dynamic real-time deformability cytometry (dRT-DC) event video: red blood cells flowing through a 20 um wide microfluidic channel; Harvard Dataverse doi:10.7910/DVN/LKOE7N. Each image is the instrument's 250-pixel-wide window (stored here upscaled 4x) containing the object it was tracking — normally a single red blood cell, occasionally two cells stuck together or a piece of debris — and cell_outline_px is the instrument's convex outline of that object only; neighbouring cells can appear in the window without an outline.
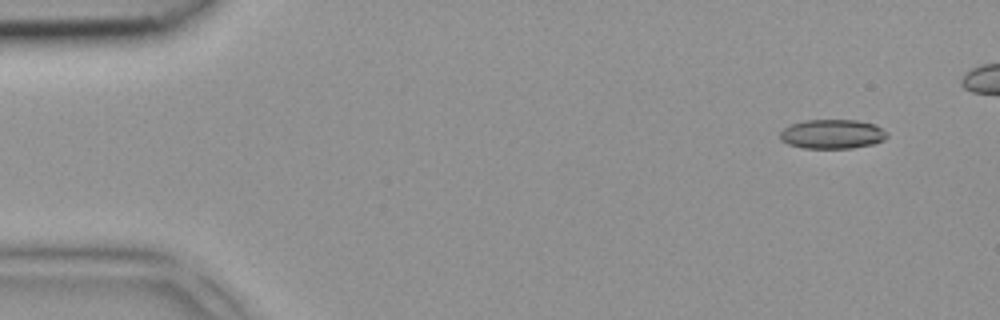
{"species": "common noctule bat (a hibernating species)", "species_latin": "Nyctalus noctula", "temperature_condition": "room temperature", "stored_images_in_passage": 5, "camera_frame_rate_fps": 3000, "um_per_image_px": 0.085, "animal": {"sex": "female", "body_mass_g": 18.4}, "frame": {"image": 1, "passage_image": 1, "time_ms": 0.0, "image_size_px": [1000, 320], "cell_outline_px": [[888, 136], [884, 140], [872, 144], [852, 148], [800, 148], [788, 144], [780, 140], [780, 132], [784, 128], [792, 124], [804, 120], [856, 120], [876, 124], [888, 132]], "centroid_in_image_um": [70.76, 11.39], "position_along_channel_um": 14.2, "area_um2": 18.44}}